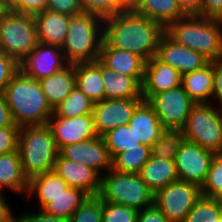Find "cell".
I'll return each mask as SVG.
<instances>
[{
	"mask_svg": "<svg viewBox=\"0 0 222 222\" xmlns=\"http://www.w3.org/2000/svg\"><path fill=\"white\" fill-rule=\"evenodd\" d=\"M59 154L70 161L93 168L99 174L103 169H112V158L101 136L83 142L68 144L59 150Z\"/></svg>",
	"mask_w": 222,
	"mask_h": 222,
	"instance_id": "obj_15",
	"label": "cell"
},
{
	"mask_svg": "<svg viewBox=\"0 0 222 222\" xmlns=\"http://www.w3.org/2000/svg\"><path fill=\"white\" fill-rule=\"evenodd\" d=\"M75 86L81 90L93 103L105 99L104 84L102 80V62L75 64Z\"/></svg>",
	"mask_w": 222,
	"mask_h": 222,
	"instance_id": "obj_22",
	"label": "cell"
},
{
	"mask_svg": "<svg viewBox=\"0 0 222 222\" xmlns=\"http://www.w3.org/2000/svg\"><path fill=\"white\" fill-rule=\"evenodd\" d=\"M199 16L222 20V0H203Z\"/></svg>",
	"mask_w": 222,
	"mask_h": 222,
	"instance_id": "obj_45",
	"label": "cell"
},
{
	"mask_svg": "<svg viewBox=\"0 0 222 222\" xmlns=\"http://www.w3.org/2000/svg\"><path fill=\"white\" fill-rule=\"evenodd\" d=\"M88 196L81 189L69 187L60 195L52 198L41 210L51 216L69 220Z\"/></svg>",
	"mask_w": 222,
	"mask_h": 222,
	"instance_id": "obj_29",
	"label": "cell"
},
{
	"mask_svg": "<svg viewBox=\"0 0 222 222\" xmlns=\"http://www.w3.org/2000/svg\"><path fill=\"white\" fill-rule=\"evenodd\" d=\"M146 0H123L124 11H137Z\"/></svg>",
	"mask_w": 222,
	"mask_h": 222,
	"instance_id": "obj_51",
	"label": "cell"
},
{
	"mask_svg": "<svg viewBox=\"0 0 222 222\" xmlns=\"http://www.w3.org/2000/svg\"><path fill=\"white\" fill-rule=\"evenodd\" d=\"M84 12L96 14L103 19L124 11L123 0H80Z\"/></svg>",
	"mask_w": 222,
	"mask_h": 222,
	"instance_id": "obj_39",
	"label": "cell"
},
{
	"mask_svg": "<svg viewBox=\"0 0 222 222\" xmlns=\"http://www.w3.org/2000/svg\"><path fill=\"white\" fill-rule=\"evenodd\" d=\"M220 217L222 218V198H219Z\"/></svg>",
	"mask_w": 222,
	"mask_h": 222,
	"instance_id": "obj_53",
	"label": "cell"
},
{
	"mask_svg": "<svg viewBox=\"0 0 222 222\" xmlns=\"http://www.w3.org/2000/svg\"><path fill=\"white\" fill-rule=\"evenodd\" d=\"M38 43L33 16L0 9V51L20 63Z\"/></svg>",
	"mask_w": 222,
	"mask_h": 222,
	"instance_id": "obj_6",
	"label": "cell"
},
{
	"mask_svg": "<svg viewBox=\"0 0 222 222\" xmlns=\"http://www.w3.org/2000/svg\"><path fill=\"white\" fill-rule=\"evenodd\" d=\"M151 157V147L141 144L119 153L112 160V169L120 173L139 174L144 164Z\"/></svg>",
	"mask_w": 222,
	"mask_h": 222,
	"instance_id": "obj_32",
	"label": "cell"
},
{
	"mask_svg": "<svg viewBox=\"0 0 222 222\" xmlns=\"http://www.w3.org/2000/svg\"><path fill=\"white\" fill-rule=\"evenodd\" d=\"M201 196L199 186L177 180L159 190L154 203L170 222H183Z\"/></svg>",
	"mask_w": 222,
	"mask_h": 222,
	"instance_id": "obj_9",
	"label": "cell"
},
{
	"mask_svg": "<svg viewBox=\"0 0 222 222\" xmlns=\"http://www.w3.org/2000/svg\"><path fill=\"white\" fill-rule=\"evenodd\" d=\"M128 125L141 144L149 147L162 136L163 125L153 107L145 100L137 106Z\"/></svg>",
	"mask_w": 222,
	"mask_h": 222,
	"instance_id": "obj_21",
	"label": "cell"
},
{
	"mask_svg": "<svg viewBox=\"0 0 222 222\" xmlns=\"http://www.w3.org/2000/svg\"><path fill=\"white\" fill-rule=\"evenodd\" d=\"M104 19L81 12L70 18L67 36L61 50L69 64L94 62L99 59L104 38Z\"/></svg>",
	"mask_w": 222,
	"mask_h": 222,
	"instance_id": "obj_4",
	"label": "cell"
},
{
	"mask_svg": "<svg viewBox=\"0 0 222 222\" xmlns=\"http://www.w3.org/2000/svg\"><path fill=\"white\" fill-rule=\"evenodd\" d=\"M102 137L106 143L112 160L119 153L132 148H138V146L141 145L140 140L137 139L134 131L128 124L109 130Z\"/></svg>",
	"mask_w": 222,
	"mask_h": 222,
	"instance_id": "obj_33",
	"label": "cell"
},
{
	"mask_svg": "<svg viewBox=\"0 0 222 222\" xmlns=\"http://www.w3.org/2000/svg\"><path fill=\"white\" fill-rule=\"evenodd\" d=\"M181 85L194 103H209L214 87L212 61L200 69L183 74Z\"/></svg>",
	"mask_w": 222,
	"mask_h": 222,
	"instance_id": "obj_23",
	"label": "cell"
},
{
	"mask_svg": "<svg viewBox=\"0 0 222 222\" xmlns=\"http://www.w3.org/2000/svg\"><path fill=\"white\" fill-rule=\"evenodd\" d=\"M187 141L183 128L163 127L162 136L151 146V156L175 161L178 149Z\"/></svg>",
	"mask_w": 222,
	"mask_h": 222,
	"instance_id": "obj_31",
	"label": "cell"
},
{
	"mask_svg": "<svg viewBox=\"0 0 222 222\" xmlns=\"http://www.w3.org/2000/svg\"><path fill=\"white\" fill-rule=\"evenodd\" d=\"M143 98L104 99L93 103L92 117L98 136L109 130L129 124L133 112Z\"/></svg>",
	"mask_w": 222,
	"mask_h": 222,
	"instance_id": "obj_12",
	"label": "cell"
},
{
	"mask_svg": "<svg viewBox=\"0 0 222 222\" xmlns=\"http://www.w3.org/2000/svg\"><path fill=\"white\" fill-rule=\"evenodd\" d=\"M137 222H170L155 203L143 210H139Z\"/></svg>",
	"mask_w": 222,
	"mask_h": 222,
	"instance_id": "obj_44",
	"label": "cell"
},
{
	"mask_svg": "<svg viewBox=\"0 0 222 222\" xmlns=\"http://www.w3.org/2000/svg\"><path fill=\"white\" fill-rule=\"evenodd\" d=\"M182 75L178 70L162 62L157 56L146 62L142 82V97L151 96L181 85Z\"/></svg>",
	"mask_w": 222,
	"mask_h": 222,
	"instance_id": "obj_18",
	"label": "cell"
},
{
	"mask_svg": "<svg viewBox=\"0 0 222 222\" xmlns=\"http://www.w3.org/2000/svg\"><path fill=\"white\" fill-rule=\"evenodd\" d=\"M139 210L102 200V222H137Z\"/></svg>",
	"mask_w": 222,
	"mask_h": 222,
	"instance_id": "obj_38",
	"label": "cell"
},
{
	"mask_svg": "<svg viewBox=\"0 0 222 222\" xmlns=\"http://www.w3.org/2000/svg\"><path fill=\"white\" fill-rule=\"evenodd\" d=\"M29 179L24 175L19 150L0 155V191L6 188L15 193H26Z\"/></svg>",
	"mask_w": 222,
	"mask_h": 222,
	"instance_id": "obj_26",
	"label": "cell"
},
{
	"mask_svg": "<svg viewBox=\"0 0 222 222\" xmlns=\"http://www.w3.org/2000/svg\"><path fill=\"white\" fill-rule=\"evenodd\" d=\"M68 65L61 47L42 43H38L19 63L20 70L37 81L54 75Z\"/></svg>",
	"mask_w": 222,
	"mask_h": 222,
	"instance_id": "obj_13",
	"label": "cell"
},
{
	"mask_svg": "<svg viewBox=\"0 0 222 222\" xmlns=\"http://www.w3.org/2000/svg\"><path fill=\"white\" fill-rule=\"evenodd\" d=\"M141 179L156 194L168 184L179 180L175 161L151 156L139 173Z\"/></svg>",
	"mask_w": 222,
	"mask_h": 222,
	"instance_id": "obj_24",
	"label": "cell"
},
{
	"mask_svg": "<svg viewBox=\"0 0 222 222\" xmlns=\"http://www.w3.org/2000/svg\"><path fill=\"white\" fill-rule=\"evenodd\" d=\"M15 122L11 110L4 98L0 93V127L14 126Z\"/></svg>",
	"mask_w": 222,
	"mask_h": 222,
	"instance_id": "obj_48",
	"label": "cell"
},
{
	"mask_svg": "<svg viewBox=\"0 0 222 222\" xmlns=\"http://www.w3.org/2000/svg\"><path fill=\"white\" fill-rule=\"evenodd\" d=\"M147 102L153 107L163 127L180 128L185 126L195 104L182 85L155 94Z\"/></svg>",
	"mask_w": 222,
	"mask_h": 222,
	"instance_id": "obj_10",
	"label": "cell"
},
{
	"mask_svg": "<svg viewBox=\"0 0 222 222\" xmlns=\"http://www.w3.org/2000/svg\"><path fill=\"white\" fill-rule=\"evenodd\" d=\"M58 150L62 147L97 137L92 114L63 118L55 113L48 119Z\"/></svg>",
	"mask_w": 222,
	"mask_h": 222,
	"instance_id": "obj_14",
	"label": "cell"
},
{
	"mask_svg": "<svg viewBox=\"0 0 222 222\" xmlns=\"http://www.w3.org/2000/svg\"><path fill=\"white\" fill-rule=\"evenodd\" d=\"M179 8L185 15H198L203 0H177Z\"/></svg>",
	"mask_w": 222,
	"mask_h": 222,
	"instance_id": "obj_49",
	"label": "cell"
},
{
	"mask_svg": "<svg viewBox=\"0 0 222 222\" xmlns=\"http://www.w3.org/2000/svg\"><path fill=\"white\" fill-rule=\"evenodd\" d=\"M33 17L37 26L38 42L62 47L71 17L47 9Z\"/></svg>",
	"mask_w": 222,
	"mask_h": 222,
	"instance_id": "obj_20",
	"label": "cell"
},
{
	"mask_svg": "<svg viewBox=\"0 0 222 222\" xmlns=\"http://www.w3.org/2000/svg\"><path fill=\"white\" fill-rule=\"evenodd\" d=\"M201 195L222 198V153L215 154L206 180L201 187Z\"/></svg>",
	"mask_w": 222,
	"mask_h": 222,
	"instance_id": "obj_36",
	"label": "cell"
},
{
	"mask_svg": "<svg viewBox=\"0 0 222 222\" xmlns=\"http://www.w3.org/2000/svg\"><path fill=\"white\" fill-rule=\"evenodd\" d=\"M219 218V198L201 196L183 222H216Z\"/></svg>",
	"mask_w": 222,
	"mask_h": 222,
	"instance_id": "obj_35",
	"label": "cell"
},
{
	"mask_svg": "<svg viewBox=\"0 0 222 222\" xmlns=\"http://www.w3.org/2000/svg\"><path fill=\"white\" fill-rule=\"evenodd\" d=\"M195 103L183 129L189 142L215 154L222 153V108ZM220 110V111H219Z\"/></svg>",
	"mask_w": 222,
	"mask_h": 222,
	"instance_id": "obj_8",
	"label": "cell"
},
{
	"mask_svg": "<svg viewBox=\"0 0 222 222\" xmlns=\"http://www.w3.org/2000/svg\"><path fill=\"white\" fill-rule=\"evenodd\" d=\"M103 201L143 210L154 204L155 194L139 174L120 173L113 169L101 176L98 195Z\"/></svg>",
	"mask_w": 222,
	"mask_h": 222,
	"instance_id": "obj_7",
	"label": "cell"
},
{
	"mask_svg": "<svg viewBox=\"0 0 222 222\" xmlns=\"http://www.w3.org/2000/svg\"><path fill=\"white\" fill-rule=\"evenodd\" d=\"M69 185L54 171L45 172L29 179L27 196L35 194L41 210L52 198L60 195Z\"/></svg>",
	"mask_w": 222,
	"mask_h": 222,
	"instance_id": "obj_28",
	"label": "cell"
},
{
	"mask_svg": "<svg viewBox=\"0 0 222 222\" xmlns=\"http://www.w3.org/2000/svg\"><path fill=\"white\" fill-rule=\"evenodd\" d=\"M46 9L70 17L83 12L80 0H48Z\"/></svg>",
	"mask_w": 222,
	"mask_h": 222,
	"instance_id": "obj_42",
	"label": "cell"
},
{
	"mask_svg": "<svg viewBox=\"0 0 222 222\" xmlns=\"http://www.w3.org/2000/svg\"><path fill=\"white\" fill-rule=\"evenodd\" d=\"M19 0H0V9H12Z\"/></svg>",
	"mask_w": 222,
	"mask_h": 222,
	"instance_id": "obj_52",
	"label": "cell"
},
{
	"mask_svg": "<svg viewBox=\"0 0 222 222\" xmlns=\"http://www.w3.org/2000/svg\"><path fill=\"white\" fill-rule=\"evenodd\" d=\"M19 70V63L14 58L0 51V93L3 92Z\"/></svg>",
	"mask_w": 222,
	"mask_h": 222,
	"instance_id": "obj_40",
	"label": "cell"
},
{
	"mask_svg": "<svg viewBox=\"0 0 222 222\" xmlns=\"http://www.w3.org/2000/svg\"><path fill=\"white\" fill-rule=\"evenodd\" d=\"M48 0H19L11 9L14 12L34 16L46 10Z\"/></svg>",
	"mask_w": 222,
	"mask_h": 222,
	"instance_id": "obj_43",
	"label": "cell"
},
{
	"mask_svg": "<svg viewBox=\"0 0 222 222\" xmlns=\"http://www.w3.org/2000/svg\"><path fill=\"white\" fill-rule=\"evenodd\" d=\"M39 83L54 110L75 87V64H69L54 75L39 80Z\"/></svg>",
	"mask_w": 222,
	"mask_h": 222,
	"instance_id": "obj_25",
	"label": "cell"
},
{
	"mask_svg": "<svg viewBox=\"0 0 222 222\" xmlns=\"http://www.w3.org/2000/svg\"><path fill=\"white\" fill-rule=\"evenodd\" d=\"M136 12L159 23L164 29L186 16L179 8L177 0H146Z\"/></svg>",
	"mask_w": 222,
	"mask_h": 222,
	"instance_id": "obj_30",
	"label": "cell"
},
{
	"mask_svg": "<svg viewBox=\"0 0 222 222\" xmlns=\"http://www.w3.org/2000/svg\"><path fill=\"white\" fill-rule=\"evenodd\" d=\"M105 99L143 98L142 85L131 76L118 74L102 63Z\"/></svg>",
	"mask_w": 222,
	"mask_h": 222,
	"instance_id": "obj_27",
	"label": "cell"
},
{
	"mask_svg": "<svg viewBox=\"0 0 222 222\" xmlns=\"http://www.w3.org/2000/svg\"><path fill=\"white\" fill-rule=\"evenodd\" d=\"M214 156L215 153L212 151L187 141L176 154L175 167L179 180L193 183L201 188Z\"/></svg>",
	"mask_w": 222,
	"mask_h": 222,
	"instance_id": "obj_11",
	"label": "cell"
},
{
	"mask_svg": "<svg viewBox=\"0 0 222 222\" xmlns=\"http://www.w3.org/2000/svg\"><path fill=\"white\" fill-rule=\"evenodd\" d=\"M18 150L24 175L28 179L53 171L59 154L47 124L20 127Z\"/></svg>",
	"mask_w": 222,
	"mask_h": 222,
	"instance_id": "obj_5",
	"label": "cell"
},
{
	"mask_svg": "<svg viewBox=\"0 0 222 222\" xmlns=\"http://www.w3.org/2000/svg\"><path fill=\"white\" fill-rule=\"evenodd\" d=\"M19 127L45 125L54 110L48 103L39 81L19 70L1 93Z\"/></svg>",
	"mask_w": 222,
	"mask_h": 222,
	"instance_id": "obj_2",
	"label": "cell"
},
{
	"mask_svg": "<svg viewBox=\"0 0 222 222\" xmlns=\"http://www.w3.org/2000/svg\"><path fill=\"white\" fill-rule=\"evenodd\" d=\"M213 63V72H214V87H213V96L215 99H218L220 103V108L222 107V57L218 60L212 61Z\"/></svg>",
	"mask_w": 222,
	"mask_h": 222,
	"instance_id": "obj_47",
	"label": "cell"
},
{
	"mask_svg": "<svg viewBox=\"0 0 222 222\" xmlns=\"http://www.w3.org/2000/svg\"><path fill=\"white\" fill-rule=\"evenodd\" d=\"M99 60L118 74L134 77L142 85L146 61L141 56L110 47L103 40Z\"/></svg>",
	"mask_w": 222,
	"mask_h": 222,
	"instance_id": "obj_19",
	"label": "cell"
},
{
	"mask_svg": "<svg viewBox=\"0 0 222 222\" xmlns=\"http://www.w3.org/2000/svg\"><path fill=\"white\" fill-rule=\"evenodd\" d=\"M156 56L181 75L200 69L209 62L202 54L176 43L165 32L159 40Z\"/></svg>",
	"mask_w": 222,
	"mask_h": 222,
	"instance_id": "obj_16",
	"label": "cell"
},
{
	"mask_svg": "<svg viewBox=\"0 0 222 222\" xmlns=\"http://www.w3.org/2000/svg\"><path fill=\"white\" fill-rule=\"evenodd\" d=\"M3 192L0 191V222H15L16 217L11 212L10 206L7 204Z\"/></svg>",
	"mask_w": 222,
	"mask_h": 222,
	"instance_id": "obj_50",
	"label": "cell"
},
{
	"mask_svg": "<svg viewBox=\"0 0 222 222\" xmlns=\"http://www.w3.org/2000/svg\"><path fill=\"white\" fill-rule=\"evenodd\" d=\"M53 171L61 176L69 187L81 189L89 196L99 195L102 174L93 168L67 160L58 154Z\"/></svg>",
	"mask_w": 222,
	"mask_h": 222,
	"instance_id": "obj_17",
	"label": "cell"
},
{
	"mask_svg": "<svg viewBox=\"0 0 222 222\" xmlns=\"http://www.w3.org/2000/svg\"><path fill=\"white\" fill-rule=\"evenodd\" d=\"M93 102L76 86L71 93L54 109L63 118L92 114Z\"/></svg>",
	"mask_w": 222,
	"mask_h": 222,
	"instance_id": "obj_34",
	"label": "cell"
},
{
	"mask_svg": "<svg viewBox=\"0 0 222 222\" xmlns=\"http://www.w3.org/2000/svg\"><path fill=\"white\" fill-rule=\"evenodd\" d=\"M216 222H222V218L220 217Z\"/></svg>",
	"mask_w": 222,
	"mask_h": 222,
	"instance_id": "obj_54",
	"label": "cell"
},
{
	"mask_svg": "<svg viewBox=\"0 0 222 222\" xmlns=\"http://www.w3.org/2000/svg\"><path fill=\"white\" fill-rule=\"evenodd\" d=\"M20 127L14 126L0 127V155L18 149V134Z\"/></svg>",
	"mask_w": 222,
	"mask_h": 222,
	"instance_id": "obj_41",
	"label": "cell"
},
{
	"mask_svg": "<svg viewBox=\"0 0 222 222\" xmlns=\"http://www.w3.org/2000/svg\"><path fill=\"white\" fill-rule=\"evenodd\" d=\"M165 29L136 11H123L104 19L103 40L113 48L141 56L146 62L157 55Z\"/></svg>",
	"mask_w": 222,
	"mask_h": 222,
	"instance_id": "obj_1",
	"label": "cell"
},
{
	"mask_svg": "<svg viewBox=\"0 0 222 222\" xmlns=\"http://www.w3.org/2000/svg\"><path fill=\"white\" fill-rule=\"evenodd\" d=\"M16 222H69L67 219L54 217L40 210L38 213H25L16 217Z\"/></svg>",
	"mask_w": 222,
	"mask_h": 222,
	"instance_id": "obj_46",
	"label": "cell"
},
{
	"mask_svg": "<svg viewBox=\"0 0 222 222\" xmlns=\"http://www.w3.org/2000/svg\"><path fill=\"white\" fill-rule=\"evenodd\" d=\"M176 43L202 54L209 61L222 57V20L186 15L165 28Z\"/></svg>",
	"mask_w": 222,
	"mask_h": 222,
	"instance_id": "obj_3",
	"label": "cell"
},
{
	"mask_svg": "<svg viewBox=\"0 0 222 222\" xmlns=\"http://www.w3.org/2000/svg\"><path fill=\"white\" fill-rule=\"evenodd\" d=\"M69 222H102V199L98 195L88 196Z\"/></svg>",
	"mask_w": 222,
	"mask_h": 222,
	"instance_id": "obj_37",
	"label": "cell"
}]
</instances>
